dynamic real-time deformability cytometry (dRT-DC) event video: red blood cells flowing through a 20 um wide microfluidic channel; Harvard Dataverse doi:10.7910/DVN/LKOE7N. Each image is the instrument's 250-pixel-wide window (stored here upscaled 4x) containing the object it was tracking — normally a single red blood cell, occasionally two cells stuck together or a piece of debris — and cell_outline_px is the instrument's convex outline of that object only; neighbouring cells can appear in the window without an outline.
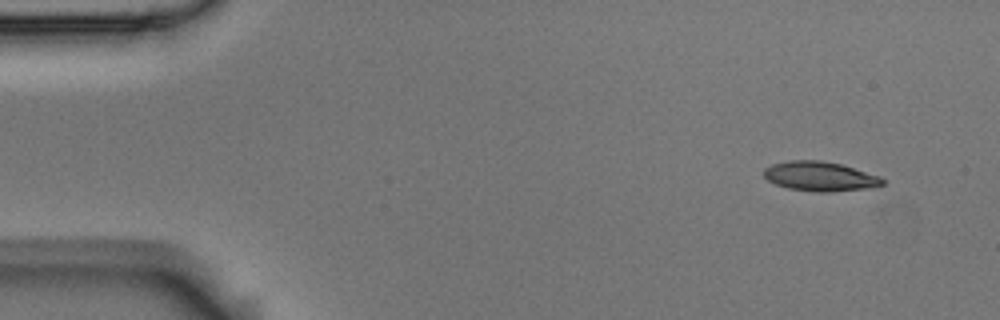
{"species": "Egyptian fruit bat (a non-hibernating species)", "species_latin": "Rousettus aegyptiacus", "temperature_condition": "room temperature", "stored_images_in_passage": 5, "segment_of_instrument_passage": [1, 2], "camera_frame_rate_fps": 3000, "um_per_image_px": 0.085, "animal": {"sex": "male"}, "frame": {"image": 1, "passage_image": 1, "time_ms": 0.0, "image_size_px": [1000, 320], "cell_outline_px": [[888, 180], [884, 184], [876, 188], [828, 192], [820, 192], [788, 188], [776, 184], [768, 180], [764, 176], [764, 168], [772, 164], [788, 160], [820, 160], [840, 164], [880, 176]], "centroid_in_image_um": [69.76, 14.99], "position_along_channel_um": 15.2, "area_um2": 20.58}}
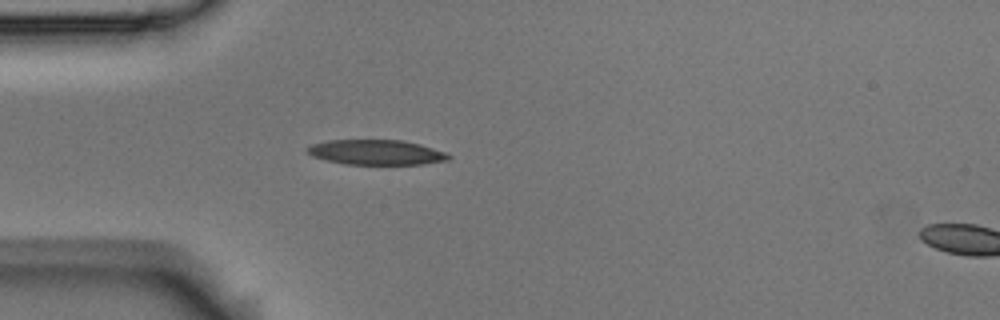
{"frame": {"image": 2, "passage_image": 4, "time_ms": 1.0, "image_size_px": [1000, 320], "cell_outline_px": [[452, 156], [448, 160], [424, 164], [344, 164], [312, 156], [304, 148], [312, 144], [328, 140], [404, 140], [420, 144], [444, 152]], "centroid_in_image_um": [31.97, 12.94], "position_along_channel_um": 53.0, "area_um2": 20.52}}